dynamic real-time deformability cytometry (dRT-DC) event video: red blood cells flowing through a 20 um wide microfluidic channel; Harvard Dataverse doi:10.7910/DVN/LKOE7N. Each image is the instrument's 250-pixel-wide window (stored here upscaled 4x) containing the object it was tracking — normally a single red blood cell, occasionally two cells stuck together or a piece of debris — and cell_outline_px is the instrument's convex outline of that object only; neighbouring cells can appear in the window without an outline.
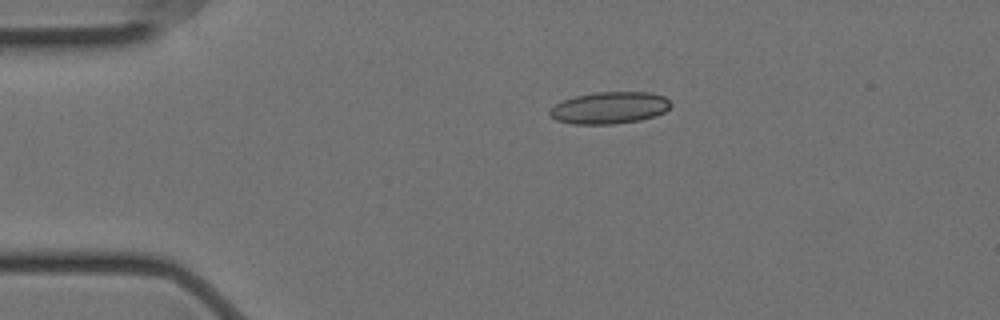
{"species": "Egyptian fruit bat (a non-hibernating species)", "species_latin": "Rousettus aegyptiacus", "temperature_condition": "cold", "stored_images_in_passage": 47, "camera_frame_rate_fps": 3000, "um_per_image_px": 0.085, "animal": {"sex": "female"}, "frame": {"image": 1, "passage_image": 1, "time_ms": 0.0, "image_size_px": [1000, 320], "cell_outline_px": [[672, 104], [664, 112], [656, 116], [640, 120], [616, 124], [572, 124], [556, 120], [548, 116], [548, 112], [556, 104], [564, 100], [576, 96], [596, 92], [648, 92], [664, 96]], "centroid_in_image_um": [51.8, 9.17], "position_along_channel_um": 33.2, "area_um2": 22.54}}
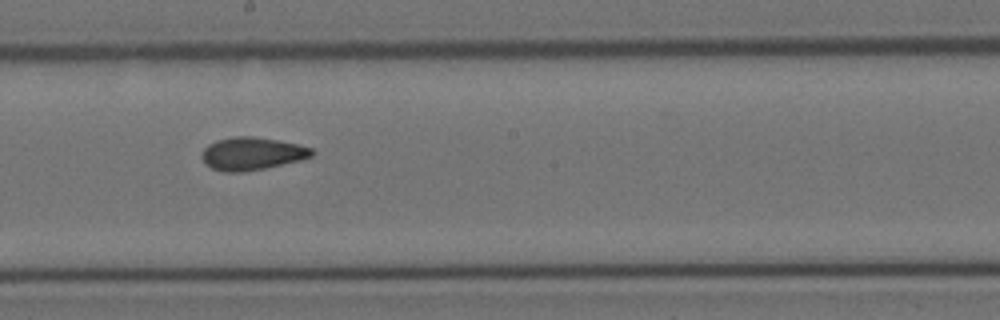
{"frame": {"image": 2, "passage_image": 21, "time_ms": 6.667, "image_size_px": [1000, 320], "cell_outline_px": [[316, 152], [312, 156], [300, 160], [264, 168], [244, 172], [224, 172], [212, 168], [204, 164], [200, 156], [204, 148], [208, 144], [216, 140], [236, 136], [252, 136], [276, 140], [296, 144], [312, 148]], "centroid_in_image_um": [21.38, 13.06], "position_along_channel_um": 226.8, "area_um2": 21.04}}
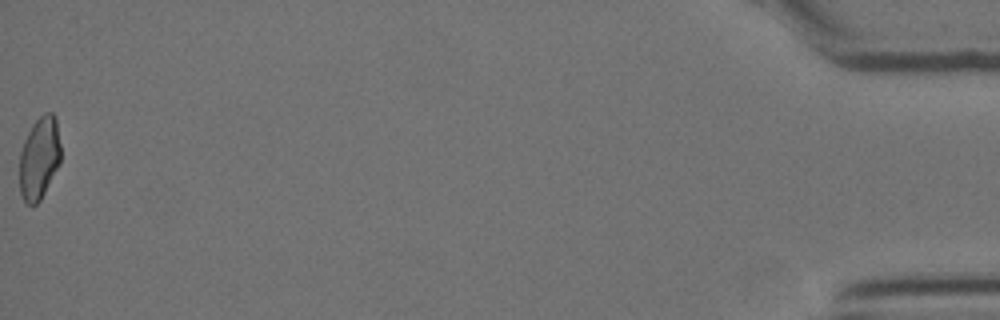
{"frame": {"image": 3, "passage_image": 47, "time_ms": 15.333, "image_size_px": [1000, 320], "cell_outline_px": [[60, 164], [40, 200], [36, 204], [28, 204], [24, 200], [20, 192], [20, 152], [24, 140], [32, 124], [44, 112], [52, 112], [56, 116], [60, 144]], "centroid_in_image_um": [3.35, 13.4], "position_along_channel_um": 431.8, "area_um2": 19.83}, "authors_computed_cell_mechanics": {"area_um2": 20.5768, "velocity_mm_per_s": 3.5257, "shape_relaxation_time_tau1_ms": null, "shape_relaxation_time_tau2_ms": 2.3954, "deformation_change_tau1": null, "deformation_change_tau2": 0.0861}}